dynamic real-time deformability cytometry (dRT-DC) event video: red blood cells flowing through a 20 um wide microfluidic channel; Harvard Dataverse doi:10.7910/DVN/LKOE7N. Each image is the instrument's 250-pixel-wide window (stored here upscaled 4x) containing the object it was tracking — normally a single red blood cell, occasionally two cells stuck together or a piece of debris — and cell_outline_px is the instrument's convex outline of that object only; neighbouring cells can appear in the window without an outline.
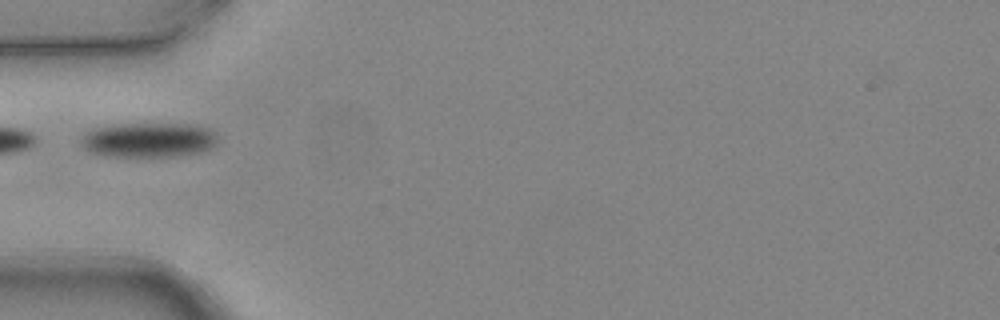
{"species": "common noctule bat (a hibernating species)", "species_latin": "Nyctalus noctula", "temperature_condition": "warm", "stored_images_in_passage": 1, "camera_frame_rate_fps": 3000, "um_per_image_px": 0.085, "animal": {"sex": "female", "body_mass_g": 24.6, "forearm_length_mm": 56.2}, "frame": {"image": 1, "passage_image": 1, "time_ms": 0.0, "image_size_px": [1000, 320], "cell_outline_px": [[216, 144], [212, 148], [200, 152], [176, 156], [100, 156], [84, 148], [80, 144], [80, 140], [88, 132], [96, 128], [120, 124], [196, 124], [208, 128], [216, 136]], "centroid_in_image_um": [12.65, 11.9], "position_along_channel_um": 72.4, "area_um2": 27.51}}